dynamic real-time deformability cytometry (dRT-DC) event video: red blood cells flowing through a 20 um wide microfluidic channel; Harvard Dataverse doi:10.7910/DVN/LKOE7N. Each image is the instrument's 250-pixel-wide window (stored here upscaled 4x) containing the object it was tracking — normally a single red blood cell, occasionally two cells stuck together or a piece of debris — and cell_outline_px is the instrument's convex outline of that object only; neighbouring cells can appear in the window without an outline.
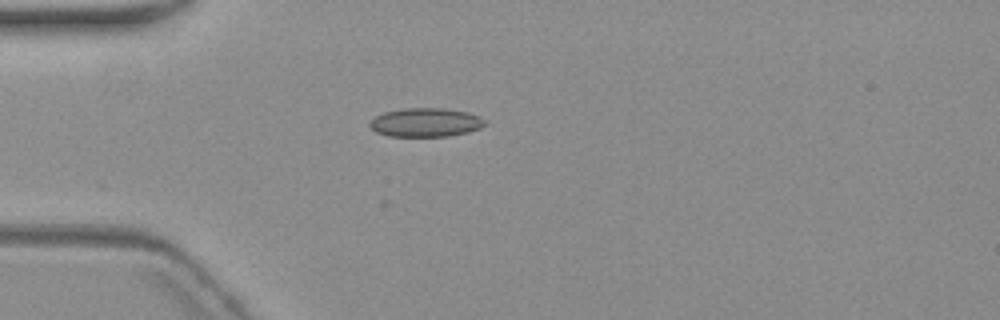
{"species": "common noctule bat (a hibernating species)", "species_latin": "Nyctalus noctula", "temperature_condition": "warm", "stored_images_in_passage": 1, "camera_frame_rate_fps": 3000, "um_per_image_px": 0.085, "animal": {"sex": "female", "body_mass_g": 19.3, "forearm_length_mm": 54.1}, "frame": {"image": 1, "passage_image": 1, "time_ms": 0.0, "image_size_px": [1000, 320], "cell_outline_px": [[488, 124], [480, 128], [468, 132], [448, 136], [388, 136], [376, 132], [368, 124], [376, 116], [384, 112], [404, 108], [440, 108], [468, 112], [480, 116]], "centroid_in_image_um": [36.2, 10.4], "position_along_channel_um": 48.8, "area_um2": 19.31}}